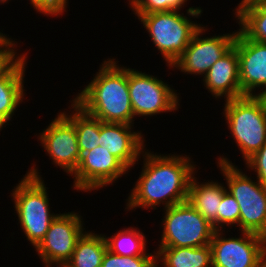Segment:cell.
<instances>
[{
	"instance_id": "cell-1",
	"label": "cell",
	"mask_w": 266,
	"mask_h": 267,
	"mask_svg": "<svg viewBox=\"0 0 266 267\" xmlns=\"http://www.w3.org/2000/svg\"><path fill=\"white\" fill-rule=\"evenodd\" d=\"M145 150L142 152L141 174L126 199L125 209H156L161 203L168 208L187 201L189 184L196 171L191 158L187 155H158Z\"/></svg>"
},
{
	"instance_id": "cell-2",
	"label": "cell",
	"mask_w": 266,
	"mask_h": 267,
	"mask_svg": "<svg viewBox=\"0 0 266 267\" xmlns=\"http://www.w3.org/2000/svg\"><path fill=\"white\" fill-rule=\"evenodd\" d=\"M114 60H105L93 80L73 100L102 122L133 125L128 68L120 67Z\"/></svg>"
},
{
	"instance_id": "cell-3",
	"label": "cell",
	"mask_w": 266,
	"mask_h": 267,
	"mask_svg": "<svg viewBox=\"0 0 266 267\" xmlns=\"http://www.w3.org/2000/svg\"><path fill=\"white\" fill-rule=\"evenodd\" d=\"M14 187L11 197L20 227L27 240L36 248L44 239L51 222L59 215L51 213L44 180L35 166Z\"/></svg>"
},
{
	"instance_id": "cell-4",
	"label": "cell",
	"mask_w": 266,
	"mask_h": 267,
	"mask_svg": "<svg viewBox=\"0 0 266 267\" xmlns=\"http://www.w3.org/2000/svg\"><path fill=\"white\" fill-rule=\"evenodd\" d=\"M223 115L246 162L266 143L265 97L243 96L225 100Z\"/></svg>"
},
{
	"instance_id": "cell-5",
	"label": "cell",
	"mask_w": 266,
	"mask_h": 267,
	"mask_svg": "<svg viewBox=\"0 0 266 267\" xmlns=\"http://www.w3.org/2000/svg\"><path fill=\"white\" fill-rule=\"evenodd\" d=\"M217 166L227 182V191L240 207L239 230L266 238V186L251 180L228 158L220 156ZM257 181V182H256Z\"/></svg>"
},
{
	"instance_id": "cell-6",
	"label": "cell",
	"mask_w": 266,
	"mask_h": 267,
	"mask_svg": "<svg viewBox=\"0 0 266 267\" xmlns=\"http://www.w3.org/2000/svg\"><path fill=\"white\" fill-rule=\"evenodd\" d=\"M135 15L168 66H172L181 56L194 33L203 26L180 14L179 10Z\"/></svg>"
},
{
	"instance_id": "cell-7",
	"label": "cell",
	"mask_w": 266,
	"mask_h": 267,
	"mask_svg": "<svg viewBox=\"0 0 266 267\" xmlns=\"http://www.w3.org/2000/svg\"><path fill=\"white\" fill-rule=\"evenodd\" d=\"M158 248L203 247L210 244L215 229L188 201L164 208Z\"/></svg>"
},
{
	"instance_id": "cell-8",
	"label": "cell",
	"mask_w": 266,
	"mask_h": 267,
	"mask_svg": "<svg viewBox=\"0 0 266 267\" xmlns=\"http://www.w3.org/2000/svg\"><path fill=\"white\" fill-rule=\"evenodd\" d=\"M128 89L134 117L174 112L179 106V93L161 79L128 68Z\"/></svg>"
},
{
	"instance_id": "cell-9",
	"label": "cell",
	"mask_w": 266,
	"mask_h": 267,
	"mask_svg": "<svg viewBox=\"0 0 266 267\" xmlns=\"http://www.w3.org/2000/svg\"><path fill=\"white\" fill-rule=\"evenodd\" d=\"M215 230L210 242L213 267H257L266 258V238L241 232V237L226 238Z\"/></svg>"
},
{
	"instance_id": "cell-10",
	"label": "cell",
	"mask_w": 266,
	"mask_h": 267,
	"mask_svg": "<svg viewBox=\"0 0 266 267\" xmlns=\"http://www.w3.org/2000/svg\"><path fill=\"white\" fill-rule=\"evenodd\" d=\"M80 214L60 213L50 224L44 239L35 248L44 266L63 267L71 258L78 239L85 232Z\"/></svg>"
},
{
	"instance_id": "cell-11",
	"label": "cell",
	"mask_w": 266,
	"mask_h": 267,
	"mask_svg": "<svg viewBox=\"0 0 266 267\" xmlns=\"http://www.w3.org/2000/svg\"><path fill=\"white\" fill-rule=\"evenodd\" d=\"M203 31H207L205 26L194 33L187 48L170 68L191 75L204 74V77L211 66L234 46L237 32L202 38Z\"/></svg>"
},
{
	"instance_id": "cell-12",
	"label": "cell",
	"mask_w": 266,
	"mask_h": 267,
	"mask_svg": "<svg viewBox=\"0 0 266 267\" xmlns=\"http://www.w3.org/2000/svg\"><path fill=\"white\" fill-rule=\"evenodd\" d=\"M129 170L106 147L97 146L81 155L78 167L71 175L77 191H93L111 185Z\"/></svg>"
},
{
	"instance_id": "cell-13",
	"label": "cell",
	"mask_w": 266,
	"mask_h": 267,
	"mask_svg": "<svg viewBox=\"0 0 266 267\" xmlns=\"http://www.w3.org/2000/svg\"><path fill=\"white\" fill-rule=\"evenodd\" d=\"M38 138L52 162L72 175L81 158L75 125L60 112Z\"/></svg>"
},
{
	"instance_id": "cell-14",
	"label": "cell",
	"mask_w": 266,
	"mask_h": 267,
	"mask_svg": "<svg viewBox=\"0 0 266 267\" xmlns=\"http://www.w3.org/2000/svg\"><path fill=\"white\" fill-rule=\"evenodd\" d=\"M234 46L239 59V83L242 94L244 96H265L266 43L248 39L239 30L236 34ZM261 87L265 89L256 94V89Z\"/></svg>"
},
{
	"instance_id": "cell-15",
	"label": "cell",
	"mask_w": 266,
	"mask_h": 267,
	"mask_svg": "<svg viewBox=\"0 0 266 267\" xmlns=\"http://www.w3.org/2000/svg\"><path fill=\"white\" fill-rule=\"evenodd\" d=\"M132 127L133 125L100 120L99 146L106 147L128 170L138 162L146 146L141 132H133Z\"/></svg>"
},
{
	"instance_id": "cell-16",
	"label": "cell",
	"mask_w": 266,
	"mask_h": 267,
	"mask_svg": "<svg viewBox=\"0 0 266 267\" xmlns=\"http://www.w3.org/2000/svg\"><path fill=\"white\" fill-rule=\"evenodd\" d=\"M203 81L216 99L226 97L229 100L244 96L239 83V59L235 46L211 66Z\"/></svg>"
},
{
	"instance_id": "cell-17",
	"label": "cell",
	"mask_w": 266,
	"mask_h": 267,
	"mask_svg": "<svg viewBox=\"0 0 266 267\" xmlns=\"http://www.w3.org/2000/svg\"><path fill=\"white\" fill-rule=\"evenodd\" d=\"M196 179L194 175L191 178L187 201L218 230L220 204L227 188L217 181L199 183Z\"/></svg>"
},
{
	"instance_id": "cell-18",
	"label": "cell",
	"mask_w": 266,
	"mask_h": 267,
	"mask_svg": "<svg viewBox=\"0 0 266 267\" xmlns=\"http://www.w3.org/2000/svg\"><path fill=\"white\" fill-rule=\"evenodd\" d=\"M159 262H162L159 264ZM156 265L162 267H212L210 244L203 247H167L156 250Z\"/></svg>"
},
{
	"instance_id": "cell-19",
	"label": "cell",
	"mask_w": 266,
	"mask_h": 267,
	"mask_svg": "<svg viewBox=\"0 0 266 267\" xmlns=\"http://www.w3.org/2000/svg\"><path fill=\"white\" fill-rule=\"evenodd\" d=\"M25 56L4 76L0 78V111L9 119H12L16 108L24 99V76L27 64Z\"/></svg>"
},
{
	"instance_id": "cell-20",
	"label": "cell",
	"mask_w": 266,
	"mask_h": 267,
	"mask_svg": "<svg viewBox=\"0 0 266 267\" xmlns=\"http://www.w3.org/2000/svg\"><path fill=\"white\" fill-rule=\"evenodd\" d=\"M235 11L239 30L248 39L266 43V0H242Z\"/></svg>"
},
{
	"instance_id": "cell-21",
	"label": "cell",
	"mask_w": 266,
	"mask_h": 267,
	"mask_svg": "<svg viewBox=\"0 0 266 267\" xmlns=\"http://www.w3.org/2000/svg\"><path fill=\"white\" fill-rule=\"evenodd\" d=\"M106 250L104 234L85 231L78 239L71 258L63 267H101Z\"/></svg>"
},
{
	"instance_id": "cell-22",
	"label": "cell",
	"mask_w": 266,
	"mask_h": 267,
	"mask_svg": "<svg viewBox=\"0 0 266 267\" xmlns=\"http://www.w3.org/2000/svg\"><path fill=\"white\" fill-rule=\"evenodd\" d=\"M71 102V111L68 115L62 112L74 125L77 133V142L81 155L87 151L99 146L100 142V120L80 107L73 99ZM75 111V112H74Z\"/></svg>"
},
{
	"instance_id": "cell-23",
	"label": "cell",
	"mask_w": 266,
	"mask_h": 267,
	"mask_svg": "<svg viewBox=\"0 0 266 267\" xmlns=\"http://www.w3.org/2000/svg\"><path fill=\"white\" fill-rule=\"evenodd\" d=\"M138 228L127 227L104 238L107 250L119 256H143L146 253V237Z\"/></svg>"
},
{
	"instance_id": "cell-24",
	"label": "cell",
	"mask_w": 266,
	"mask_h": 267,
	"mask_svg": "<svg viewBox=\"0 0 266 267\" xmlns=\"http://www.w3.org/2000/svg\"><path fill=\"white\" fill-rule=\"evenodd\" d=\"M156 252L145 253L143 256H119L106 250L101 267H155Z\"/></svg>"
},
{
	"instance_id": "cell-25",
	"label": "cell",
	"mask_w": 266,
	"mask_h": 267,
	"mask_svg": "<svg viewBox=\"0 0 266 267\" xmlns=\"http://www.w3.org/2000/svg\"><path fill=\"white\" fill-rule=\"evenodd\" d=\"M187 0H129L134 14H150L180 10Z\"/></svg>"
},
{
	"instance_id": "cell-26",
	"label": "cell",
	"mask_w": 266,
	"mask_h": 267,
	"mask_svg": "<svg viewBox=\"0 0 266 267\" xmlns=\"http://www.w3.org/2000/svg\"><path fill=\"white\" fill-rule=\"evenodd\" d=\"M12 40L2 32L0 33V78L6 75L26 54H17V48H15L17 42Z\"/></svg>"
},
{
	"instance_id": "cell-27",
	"label": "cell",
	"mask_w": 266,
	"mask_h": 267,
	"mask_svg": "<svg viewBox=\"0 0 266 267\" xmlns=\"http://www.w3.org/2000/svg\"><path fill=\"white\" fill-rule=\"evenodd\" d=\"M240 207L235 198L226 190L220 204V214L218 215V230L225 226L237 224L239 227ZM224 226V227H223Z\"/></svg>"
},
{
	"instance_id": "cell-28",
	"label": "cell",
	"mask_w": 266,
	"mask_h": 267,
	"mask_svg": "<svg viewBox=\"0 0 266 267\" xmlns=\"http://www.w3.org/2000/svg\"><path fill=\"white\" fill-rule=\"evenodd\" d=\"M245 164L256 172L257 180L266 186V143Z\"/></svg>"
},
{
	"instance_id": "cell-29",
	"label": "cell",
	"mask_w": 266,
	"mask_h": 267,
	"mask_svg": "<svg viewBox=\"0 0 266 267\" xmlns=\"http://www.w3.org/2000/svg\"><path fill=\"white\" fill-rule=\"evenodd\" d=\"M30 4L37 10L36 12L48 16H58L66 11L68 0H30Z\"/></svg>"
},
{
	"instance_id": "cell-30",
	"label": "cell",
	"mask_w": 266,
	"mask_h": 267,
	"mask_svg": "<svg viewBox=\"0 0 266 267\" xmlns=\"http://www.w3.org/2000/svg\"><path fill=\"white\" fill-rule=\"evenodd\" d=\"M10 120L0 111V130L6 125Z\"/></svg>"
},
{
	"instance_id": "cell-31",
	"label": "cell",
	"mask_w": 266,
	"mask_h": 267,
	"mask_svg": "<svg viewBox=\"0 0 266 267\" xmlns=\"http://www.w3.org/2000/svg\"><path fill=\"white\" fill-rule=\"evenodd\" d=\"M257 267H266V258Z\"/></svg>"
},
{
	"instance_id": "cell-32",
	"label": "cell",
	"mask_w": 266,
	"mask_h": 267,
	"mask_svg": "<svg viewBox=\"0 0 266 267\" xmlns=\"http://www.w3.org/2000/svg\"><path fill=\"white\" fill-rule=\"evenodd\" d=\"M8 0H0V4H4V3H7Z\"/></svg>"
}]
</instances>
